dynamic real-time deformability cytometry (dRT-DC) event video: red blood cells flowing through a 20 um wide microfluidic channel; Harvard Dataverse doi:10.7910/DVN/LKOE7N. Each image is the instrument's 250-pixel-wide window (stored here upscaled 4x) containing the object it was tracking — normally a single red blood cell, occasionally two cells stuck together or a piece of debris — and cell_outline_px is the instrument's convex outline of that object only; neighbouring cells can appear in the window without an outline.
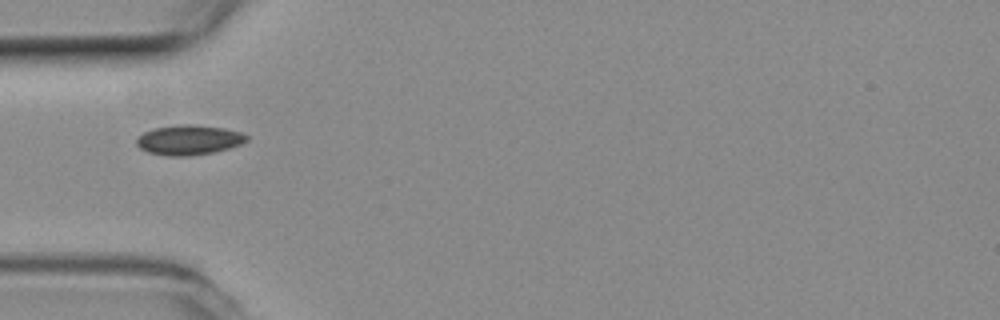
{"species": "common noctule bat (a hibernating species)", "species_latin": "Nyctalus noctula", "temperature_condition": "room temperature", "stored_images_in_passage": 37, "camera_frame_rate_fps": 3000, "um_per_image_px": 0.085, "animal": {"sex": "female", "body_mass_g": 19.3, "forearm_length_mm": 54.1}, "frame": {"image": 1, "passage_image": 1, "time_ms": 0.0, "image_size_px": [1000, 320], "cell_outline_px": [[248, 140], [240, 144], [228, 148], [212, 152], [192, 156], [168, 156], [148, 152], [140, 148], [136, 144], [136, 136], [152, 128], [180, 124], [192, 124], [224, 128], [240, 132], [248, 136]], "centroid_in_image_um": [16.01, 11.89], "position_along_channel_um": 69.0, "area_um2": 19.25}}
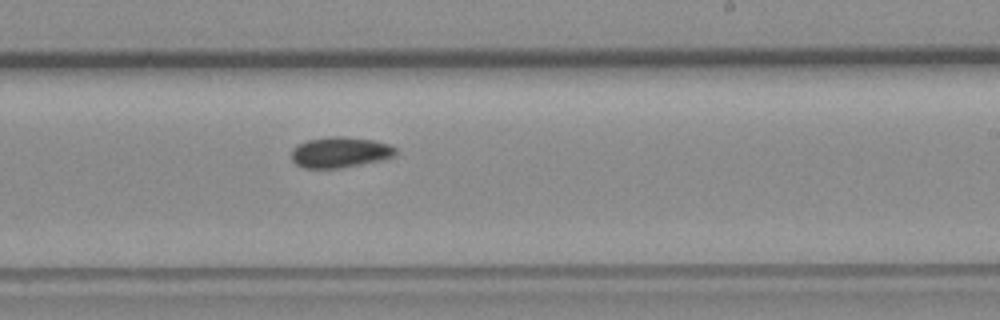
{"frame": {"image": 2, "passage_image": 16, "time_ms": 5.0, "image_size_px": [1000, 320], "cell_outline_px": [[396, 156], [380, 160], [340, 168], [304, 168], [296, 164], [292, 160], [292, 148], [296, 144], [308, 140], [328, 136], [344, 136], [372, 140], [388, 144], [396, 148]], "centroid_in_image_um": [28.88, 12.94], "position_along_channel_um": 260.1, "area_um2": 18.67}}
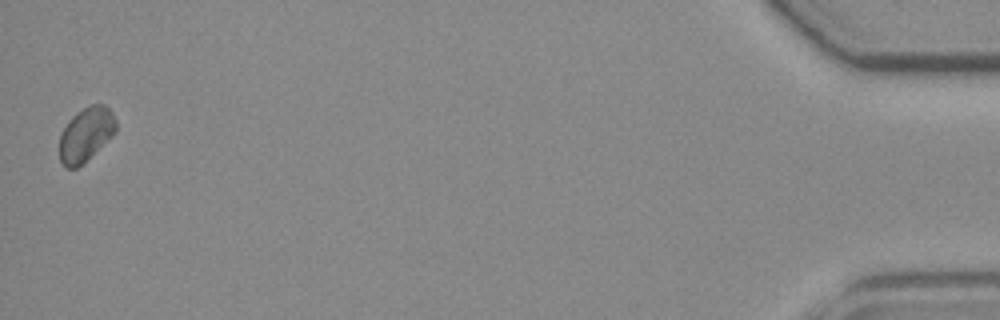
{"frame": {"image": 3, "passage_image": 37, "time_ms": 12.0, "image_size_px": [1000, 320], "cell_outline_px": [[116, 132], [112, 136], [76, 168], [68, 168], [60, 160], [60, 136], [64, 128], [72, 116], [76, 112], [92, 104], [104, 104], [112, 112], [116, 120]], "centroid_in_image_um": [7.31, 11.39], "position_along_channel_um": 427.9, "area_um2": 17.34}}